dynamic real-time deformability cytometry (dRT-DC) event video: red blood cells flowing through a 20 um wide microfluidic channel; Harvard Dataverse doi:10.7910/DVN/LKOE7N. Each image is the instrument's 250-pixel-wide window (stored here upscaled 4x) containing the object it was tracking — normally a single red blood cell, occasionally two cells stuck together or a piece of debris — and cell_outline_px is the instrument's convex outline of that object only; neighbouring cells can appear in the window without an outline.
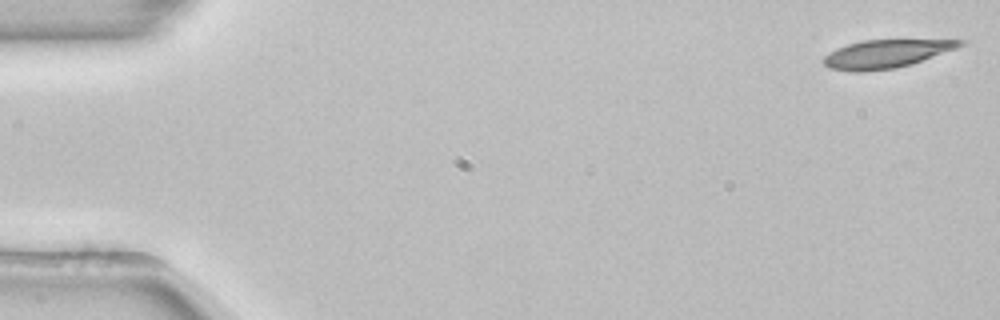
{"species": "common noctule bat (a hibernating species)", "species_latin": "Nyctalus noctula", "temperature_condition": "room temperature", "stored_images_in_passage": 53, "camera_frame_rate_fps": 3000, "um_per_image_px": 0.085, "animal": {"sex": "female", "body_mass_g": 22.7, "forearm_length_mm": 54.2}, "frame": {"image": 1, "passage_image": 1, "time_ms": 0.0, "image_size_px": [1000, 320], "cell_outline_px": [[968, 40], [964, 44], [956, 48], [912, 64], [896, 68], [864, 72], [852, 72], [828, 68], [824, 64], [824, 56], [836, 48], [848, 44], [864, 40]], "centroid_in_image_um": [75.29, 4.59], "position_along_channel_um": 9.7, "area_um2": 22.37}}
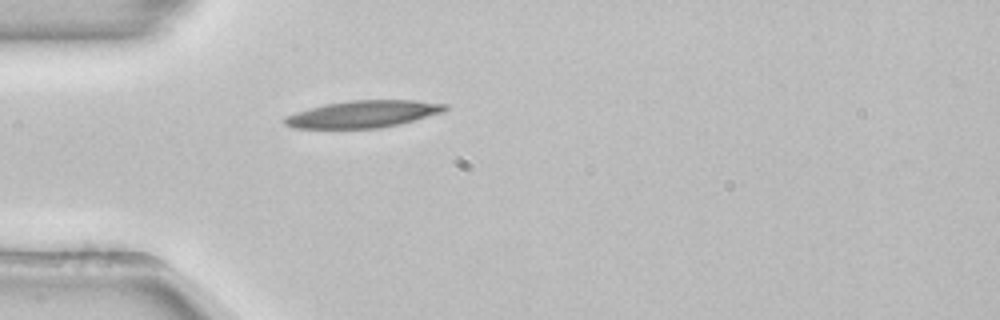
{"frame": {"image": 2, "passage_image": 15, "time_ms": 4.667, "image_size_px": [1000, 320], "cell_outline_px": [[448, 108], [444, 112], [400, 124], [380, 128], [292, 128], [284, 124], [280, 120], [284, 116], [296, 112], [328, 104], [352, 100], [412, 100], [448, 104]], "centroid_in_image_um": [30.87, 9.7], "position_along_channel_um": 54.1, "area_um2": 25.26}}
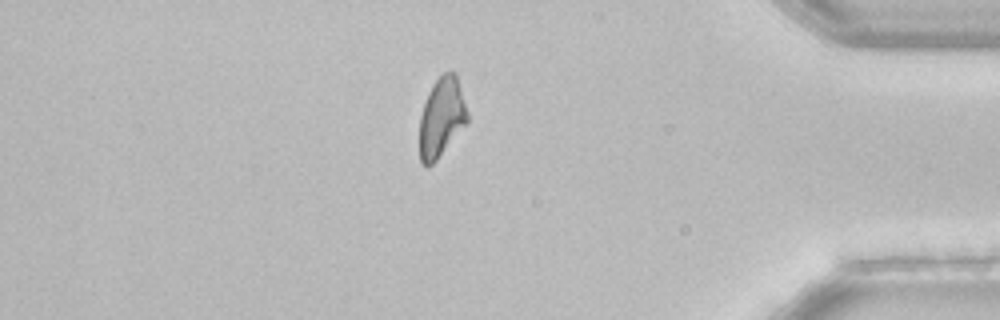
{"frame": {"image": 3, "passage_image": 45, "time_ms": 14.667, "image_size_px": [1000, 320], "cell_outline_px": [[468, 124], [436, 160], [428, 168], [420, 160], [420, 116], [428, 92], [436, 80], [444, 72], [456, 72], [468, 112]], "centroid_in_image_um": [37.56, 9.98], "position_along_channel_um": 397.6, "area_um2": 22.2}, "authors_computed_cell_mechanics": {"area_um2": 23.5824, "velocity_mm_per_s": 3.8623, "shape_relaxation_time_tau1_ms": 6.4281, "shape_relaxation_time_tau2_ms": null, "deformation_change_tau1": 0.1801, "deformation_change_tau2": null}}